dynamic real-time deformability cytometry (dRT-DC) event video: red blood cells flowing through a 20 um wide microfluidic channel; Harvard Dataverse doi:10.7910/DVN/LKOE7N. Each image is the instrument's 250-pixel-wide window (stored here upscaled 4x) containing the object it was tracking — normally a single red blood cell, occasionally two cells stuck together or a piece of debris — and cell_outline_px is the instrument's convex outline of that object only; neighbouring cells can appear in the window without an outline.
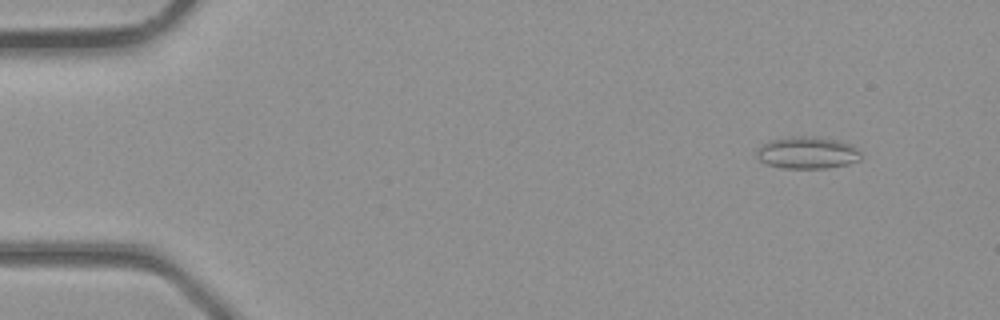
{"species": "common noctule bat (a hibernating species)", "species_latin": "Nyctalus noctula", "temperature_condition": "room temperature", "stored_images_in_passage": 11, "camera_frame_rate_fps": 3000, "um_per_image_px": 0.085, "animal": {"sex": "male", "body_mass_g": 23.1, "forearm_length_mm": 52.7}, "frame": {"image": 1, "passage_image": 4, "time_ms": 1.0, "image_size_px": [1000, 320], "cell_outline_px": [[860, 160], [848, 164], [824, 168], [784, 168], [768, 164], [760, 160], [756, 156], [756, 148], [772, 140], [784, 136], [820, 136], [852, 144], [860, 152]], "centroid_in_image_um": [68.62, 12.96], "position_along_channel_um": 16.4, "area_um2": 19.59}}